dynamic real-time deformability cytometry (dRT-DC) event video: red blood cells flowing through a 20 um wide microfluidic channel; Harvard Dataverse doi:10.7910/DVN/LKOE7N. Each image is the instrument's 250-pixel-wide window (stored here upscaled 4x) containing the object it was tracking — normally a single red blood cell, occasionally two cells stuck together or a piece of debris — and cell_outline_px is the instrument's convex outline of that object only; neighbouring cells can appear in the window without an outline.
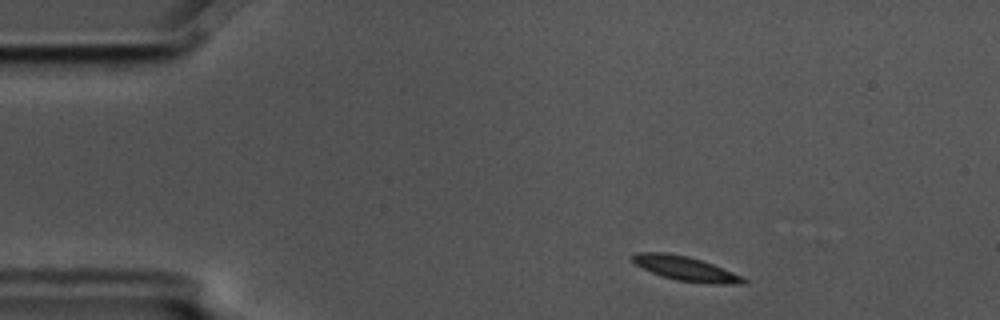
{"species": "common noctule bat (a hibernating species)", "species_latin": "Nyctalus noctula", "temperature_condition": "cold", "stored_images_in_passage": 2, "camera_frame_rate_fps": 3000, "um_per_image_px": 0.085, "animal": {"sex": "male", "body_mass_g": 17.5, "forearm_length_mm": 52.3}, "frame": {"image": 1, "passage_image": 1, "time_ms": 0.0, "image_size_px": [1000, 320], "cell_outline_px": [[748, 280], [744, 284], [712, 284], [676, 280], [652, 272], [636, 264], [632, 260], [632, 256], [636, 252], [668, 252], [688, 256], [712, 264], [732, 272]], "centroid_in_image_um": [58.28, 22.82], "position_along_channel_um": 26.7, "area_um2": 15.55}}